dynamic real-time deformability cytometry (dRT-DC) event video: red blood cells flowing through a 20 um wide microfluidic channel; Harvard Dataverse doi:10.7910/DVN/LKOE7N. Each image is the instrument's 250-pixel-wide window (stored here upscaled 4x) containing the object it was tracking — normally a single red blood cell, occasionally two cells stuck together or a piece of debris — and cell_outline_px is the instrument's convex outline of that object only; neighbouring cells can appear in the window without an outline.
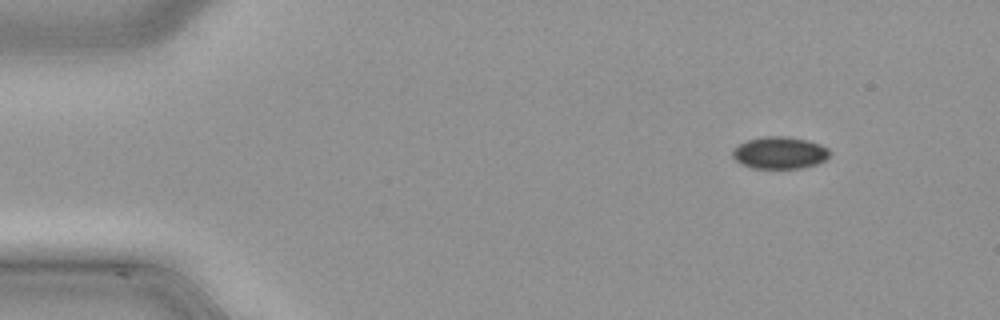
{"species": "common noctule bat (a hibernating species)", "species_latin": "Nyctalus noctula", "temperature_condition": "cold", "stored_images_in_passage": 12, "camera_frame_rate_fps": 3000, "um_per_image_px": 0.085, "animal": {"sex": "male", "body_mass_g": 21.5, "forearm_length_mm": 52.0}, "frame": {"image": 1, "passage_image": 6, "time_ms": 1.667, "image_size_px": [1000, 320], "cell_outline_px": [[828, 156], [824, 160], [816, 164], [804, 168], [752, 168], [740, 164], [732, 156], [732, 148], [736, 144], [744, 140], [764, 136], [788, 136], [808, 140], [820, 144], [828, 148]], "centroid_in_image_um": [66.21, 12.97], "position_along_channel_um": 18.8, "area_um2": 18.44}}